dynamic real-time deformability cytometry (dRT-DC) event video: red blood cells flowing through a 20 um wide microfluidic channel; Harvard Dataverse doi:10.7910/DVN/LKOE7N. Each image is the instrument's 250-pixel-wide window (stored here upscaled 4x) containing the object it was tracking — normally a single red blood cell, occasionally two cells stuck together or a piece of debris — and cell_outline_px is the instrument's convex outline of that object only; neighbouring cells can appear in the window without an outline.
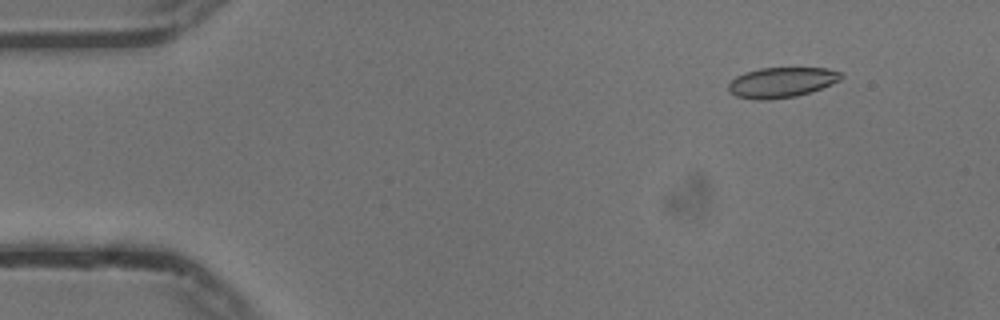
{"species": "common noctule bat (a hibernating species)", "species_latin": "Nyctalus noctula", "temperature_condition": "cold", "stored_images_in_passage": 52, "camera_frame_rate_fps": 3000, "um_per_image_px": 0.085, "animal": {"sex": "male", "body_mass_g": 13.3}, "frame": {"image": 1, "passage_image": 6, "time_ms": 1.667, "image_size_px": [1000, 320], "cell_outline_px": [[844, 76], [840, 80], [832, 84], [796, 96], [768, 100], [756, 100], [736, 96], [728, 92], [728, 84], [736, 76], [744, 72], [760, 68], [828, 68], [840, 72]], "centroid_in_image_um": [66.4, 7.0], "position_along_channel_um": 18.6, "area_um2": 19.88}}
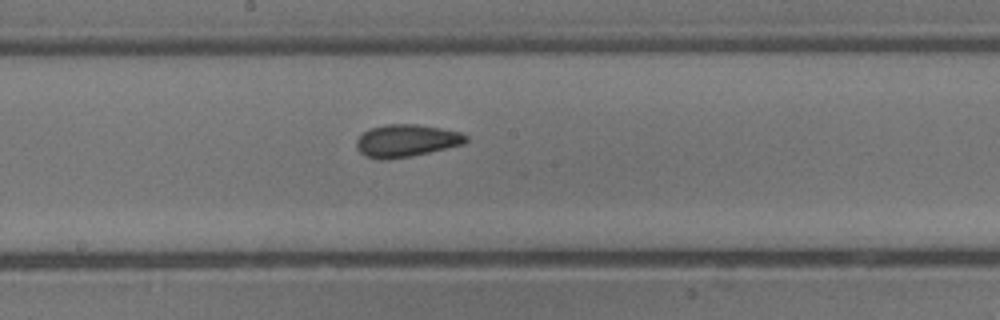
{"frame": {"image": 2, "passage_image": 29, "time_ms": 9.333, "image_size_px": [1000, 320], "cell_outline_px": [[468, 140], [464, 144], [412, 156], [380, 160], [364, 156], [356, 148], [356, 140], [368, 128], [388, 124], [416, 124], [440, 128], [460, 132], [468, 136]], "centroid_in_image_um": [34.52, 11.96], "position_along_channel_um": 213.7, "area_um2": 20.75}}
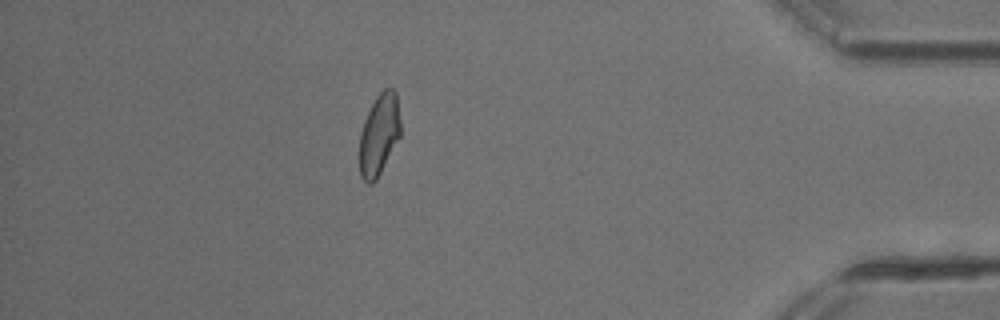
{"frame": {"image": 3, "passage_image": 48, "time_ms": 15.667, "image_size_px": [1000, 320], "cell_outline_px": [[400, 136], [376, 180], [372, 184], [368, 184], [360, 176], [360, 132], [364, 120], [376, 96], [384, 88], [392, 88], [396, 92], [400, 120]], "centroid_in_image_um": [32.22, 11.43], "position_along_channel_um": 403.0, "area_um2": 19.31}, "authors_computed_cell_mechanics": {"area_um2": 20.23, "velocity_mm_per_s": 3.737, "shape_relaxation_time_tau1_ms": 9.9663, "shape_relaxation_time_tau2_ms": 2.1235, "deformation_change_tau1": 0.1706, "deformation_change_tau2": 0.0826}}